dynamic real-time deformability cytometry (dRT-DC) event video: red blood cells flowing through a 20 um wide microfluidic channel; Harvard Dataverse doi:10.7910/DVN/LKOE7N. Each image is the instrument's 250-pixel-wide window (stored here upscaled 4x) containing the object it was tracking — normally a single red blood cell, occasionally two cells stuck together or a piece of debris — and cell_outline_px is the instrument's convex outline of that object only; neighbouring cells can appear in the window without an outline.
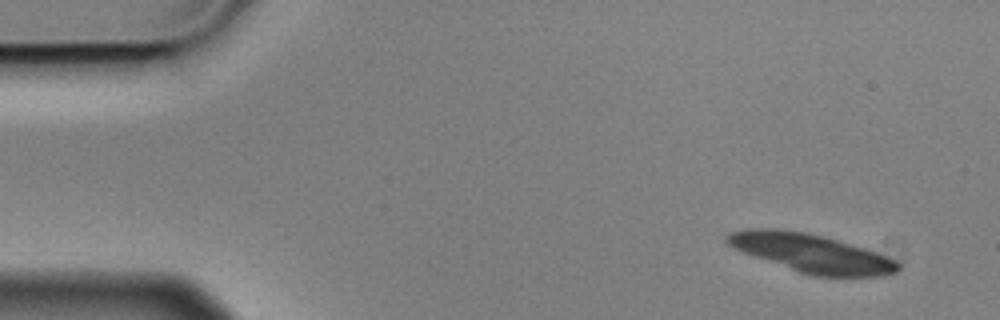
{"species": "Egyptian fruit bat (a non-hibernating species)", "species_latin": "Rousettus aegyptiacus", "temperature_condition": "cold", "stored_images_in_passage": 14, "camera_frame_rate_fps": 3000, "um_per_image_px": 0.085, "animal": {"sex": "male"}, "frame": {"image": 1, "passage_image": 1, "time_ms": 0.0, "image_size_px": [1000, 320], "cell_outline_px": [[900, 268], [896, 272], [884, 276], [812, 276], [752, 256], [728, 244], [724, 240], [724, 236], [732, 232], [748, 228], [768, 228], [804, 232], [836, 240], [864, 248], [876, 252], [896, 260], [900, 264]], "centroid_in_image_um": [68.96, 21.52], "position_along_channel_um": 16.0, "area_um2": 37.74}}
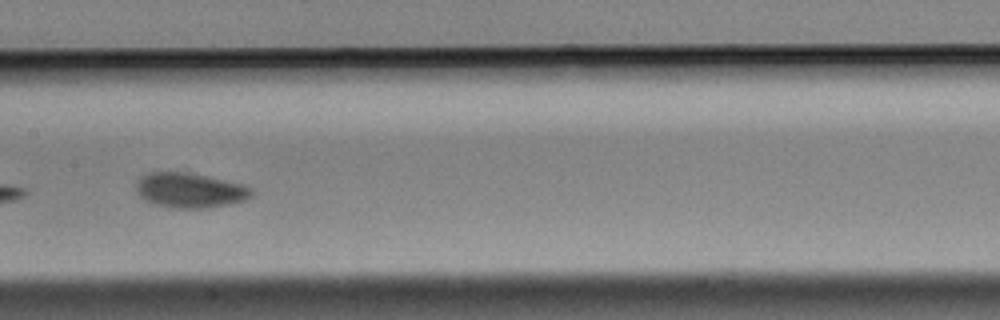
{"frame": {"image": 2, "passage_image": 7, "time_ms": 2.0, "image_size_px": [1000, 320], "cell_outline_px": [[252, 196], [244, 200], [232, 204], [208, 208], [172, 208], [156, 204], [144, 200], [140, 196], [136, 188], [136, 180], [140, 176], [148, 172], [180, 172], [204, 176], [244, 184], [252, 188]], "centroid_in_image_um": [16.13, 16.19], "position_along_channel_um": 191.3, "area_um2": 23.47}}
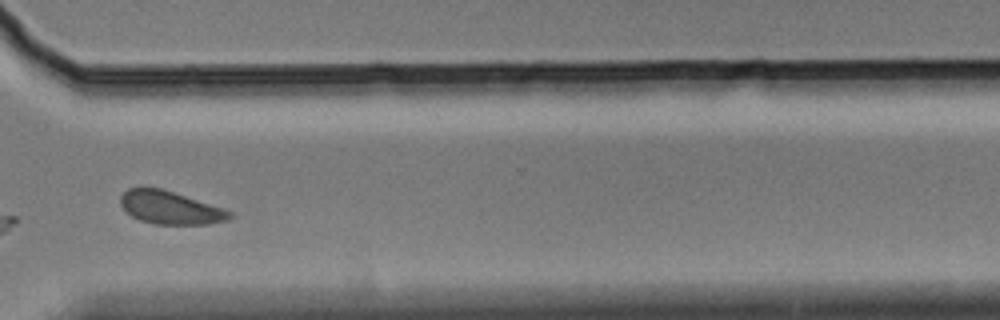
{"frame": {"image": 3, "passage_image": 11, "time_ms": 3.333, "image_size_px": [1000, 320], "cell_outline_px": [[236, 216], [228, 220], [208, 224], [152, 224], [140, 220], [132, 216], [120, 204], [120, 196], [128, 188], [144, 184], [160, 188], [224, 208], [232, 212]], "centroid_in_image_um": [14.46, 17.62], "position_along_channel_um": 356.1, "area_um2": 21.39}}